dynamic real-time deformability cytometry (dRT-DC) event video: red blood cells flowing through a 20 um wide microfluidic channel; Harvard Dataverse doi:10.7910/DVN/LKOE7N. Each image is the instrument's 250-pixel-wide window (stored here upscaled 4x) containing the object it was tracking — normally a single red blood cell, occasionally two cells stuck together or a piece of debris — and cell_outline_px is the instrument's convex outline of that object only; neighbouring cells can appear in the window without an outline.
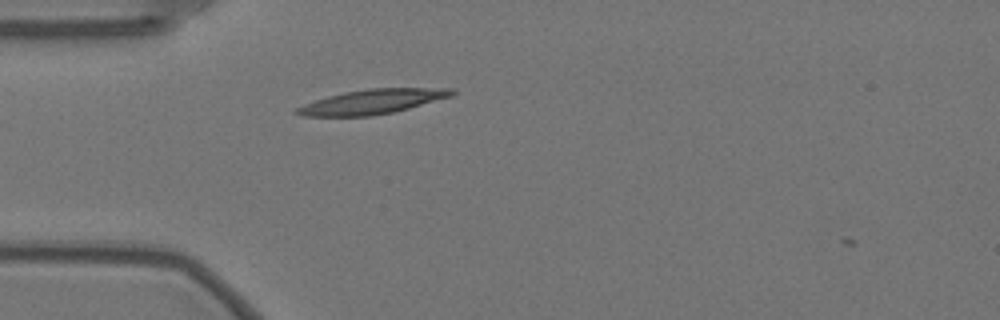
{"species": "Egyptian fruit bat (a non-hibernating species)", "species_latin": "Rousettus aegyptiacus", "temperature_condition": "warm", "stored_images_in_passage": 5, "camera_frame_rate_fps": 3000, "um_per_image_px": 0.085, "animal": {"sex": "female"}, "frame": {"image": 1, "passage_image": 4, "time_ms": 1.0, "image_size_px": [1000, 320], "cell_outline_px": [[456, 92], [452, 96], [408, 108], [392, 112], [372, 116], [304, 116], [292, 112], [296, 108], [304, 104], [328, 96], [344, 92], [368, 88], [456, 88]], "centroid_in_image_um": [31.65, 8.63], "position_along_channel_um": 53.3, "area_um2": 22.14}}